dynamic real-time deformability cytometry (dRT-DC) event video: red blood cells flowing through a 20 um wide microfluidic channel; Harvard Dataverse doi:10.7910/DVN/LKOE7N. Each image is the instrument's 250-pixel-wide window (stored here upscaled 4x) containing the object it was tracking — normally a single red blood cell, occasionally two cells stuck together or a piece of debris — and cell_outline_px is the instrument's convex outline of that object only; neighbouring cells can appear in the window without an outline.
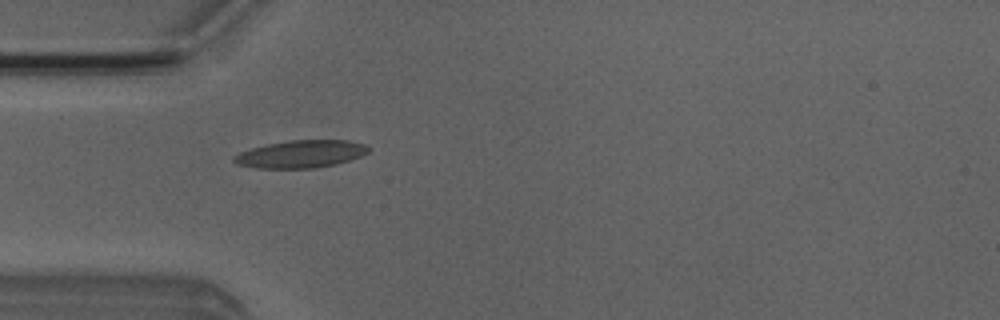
{"species": "Egyptian fruit bat (a non-hibernating species)", "species_latin": "Rousettus aegyptiacus", "temperature_condition": "room temperature", "stored_images_in_passage": 41, "camera_frame_rate_fps": 3000, "um_per_image_px": 0.085, "animal": {"sex": "male"}, "frame": {"image": 1, "passage_image": 5, "time_ms": 1.333, "image_size_px": [1000, 320], "cell_outline_px": [[372, 148], [368, 152], [360, 156], [336, 164], [312, 168], [256, 168], [236, 164], [232, 160], [232, 156], [240, 152], [252, 148], [268, 144], [288, 140], [348, 140], [368, 144]], "centroid_in_image_um": [25.59, 13.08], "position_along_channel_um": 59.4, "area_um2": 21.68}}
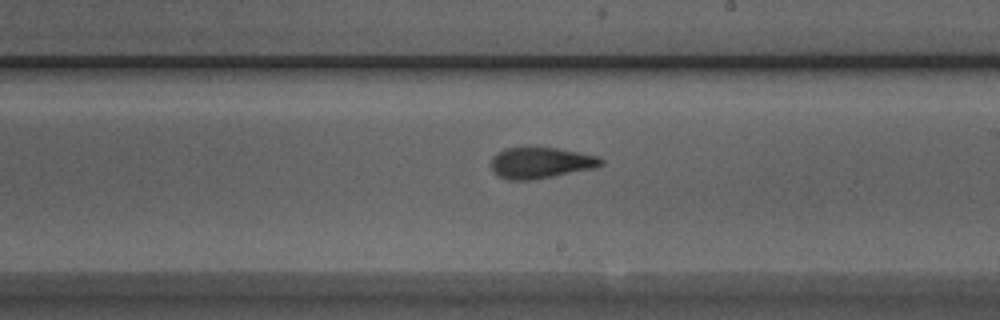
{"frame": {"image": 2, "passage_image": 19, "time_ms": 6.0, "image_size_px": [1000, 320], "cell_outline_px": [[604, 164], [596, 168], [552, 176], [528, 180], [508, 180], [500, 176], [492, 168], [492, 156], [504, 148], [556, 148], [596, 156], [604, 160]], "centroid_in_image_um": [45.98, 13.84], "position_along_channel_um": 243.0, "area_um2": 19.54}}
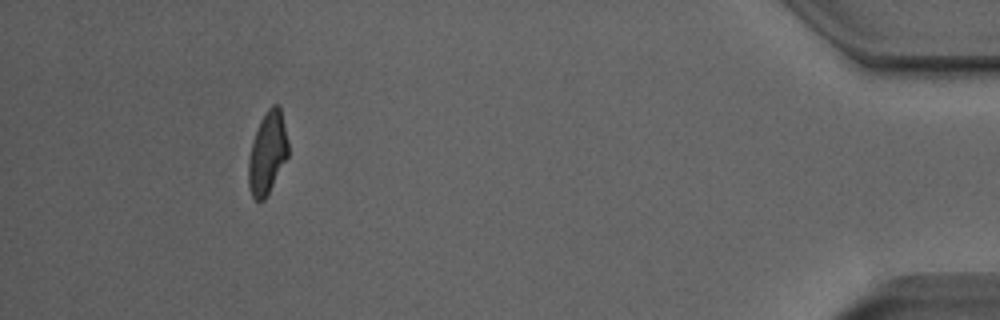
{"frame": {"image": 3, "passage_image": 37, "time_ms": 12.0, "image_size_px": [1000, 320], "cell_outline_px": [[288, 156], [264, 200], [256, 200], [252, 196], [248, 184], [248, 160], [252, 144], [260, 120], [268, 108], [272, 104], [280, 104], [288, 140]], "centroid_in_image_um": [22.74, 12.96], "position_along_channel_um": 412.5, "area_um2": 18.9}, "authors_computed_cell_mechanics": {"area_um2": 19.7098, "velocity_mm_per_s": 3.9736, "shape_relaxation_time_tau1_ms": 4.0721, "shape_relaxation_time_tau2_ms": 1.5468, "deformation_change_tau1": 0.1752, "deformation_change_tau2": 0.101}}